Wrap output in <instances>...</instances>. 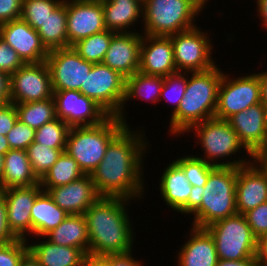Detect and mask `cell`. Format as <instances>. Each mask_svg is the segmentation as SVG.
<instances>
[{
  "label": "cell",
  "instance_id": "obj_1",
  "mask_svg": "<svg viewBox=\"0 0 267 266\" xmlns=\"http://www.w3.org/2000/svg\"><path fill=\"white\" fill-rule=\"evenodd\" d=\"M127 125L108 145L98 167L91 173L96 191L101 197L144 198L142 167L150 143L142 129ZM144 132V134H143ZM144 180V181H143Z\"/></svg>",
  "mask_w": 267,
  "mask_h": 266
},
{
  "label": "cell",
  "instance_id": "obj_2",
  "mask_svg": "<svg viewBox=\"0 0 267 266\" xmlns=\"http://www.w3.org/2000/svg\"><path fill=\"white\" fill-rule=\"evenodd\" d=\"M130 202V199L122 197H100L84 213L89 233V255L134 252L135 231L127 209Z\"/></svg>",
  "mask_w": 267,
  "mask_h": 266
},
{
  "label": "cell",
  "instance_id": "obj_3",
  "mask_svg": "<svg viewBox=\"0 0 267 266\" xmlns=\"http://www.w3.org/2000/svg\"><path fill=\"white\" fill-rule=\"evenodd\" d=\"M217 66L206 71L187 73L185 94L178 109L170 115L168 130L171 136H182L191 126L214 118L224 73Z\"/></svg>",
  "mask_w": 267,
  "mask_h": 266
},
{
  "label": "cell",
  "instance_id": "obj_4",
  "mask_svg": "<svg viewBox=\"0 0 267 266\" xmlns=\"http://www.w3.org/2000/svg\"><path fill=\"white\" fill-rule=\"evenodd\" d=\"M126 126L118 117L108 116L97 125L71 127L65 152L77 161L84 174H91L102 161L109 143Z\"/></svg>",
  "mask_w": 267,
  "mask_h": 266
},
{
  "label": "cell",
  "instance_id": "obj_5",
  "mask_svg": "<svg viewBox=\"0 0 267 266\" xmlns=\"http://www.w3.org/2000/svg\"><path fill=\"white\" fill-rule=\"evenodd\" d=\"M188 132L196 134L194 136H196V139L198 138V141L195 144H199L200 149L204 150L203 156L196 157L215 167H240L252 162V154L240 142L236 132L227 120L214 117L191 126L184 134L186 135ZM241 149L246 152L247 156L232 160V154L236 155L237 152L239 154L240 151H243ZM248 155L249 158H246ZM225 157H231V160L229 161ZM222 159H225V161L221 162ZM226 160L228 161L226 162Z\"/></svg>",
  "mask_w": 267,
  "mask_h": 266
},
{
  "label": "cell",
  "instance_id": "obj_6",
  "mask_svg": "<svg viewBox=\"0 0 267 266\" xmlns=\"http://www.w3.org/2000/svg\"><path fill=\"white\" fill-rule=\"evenodd\" d=\"M238 167H213L210 171L201 205L192 213V226L206 228L237 213L236 182Z\"/></svg>",
  "mask_w": 267,
  "mask_h": 266
},
{
  "label": "cell",
  "instance_id": "obj_7",
  "mask_svg": "<svg viewBox=\"0 0 267 266\" xmlns=\"http://www.w3.org/2000/svg\"><path fill=\"white\" fill-rule=\"evenodd\" d=\"M207 0H143L142 34L170 36L197 24Z\"/></svg>",
  "mask_w": 267,
  "mask_h": 266
},
{
  "label": "cell",
  "instance_id": "obj_8",
  "mask_svg": "<svg viewBox=\"0 0 267 266\" xmlns=\"http://www.w3.org/2000/svg\"><path fill=\"white\" fill-rule=\"evenodd\" d=\"M213 237L219 259H257L258 239L241 213L216 221L205 228Z\"/></svg>",
  "mask_w": 267,
  "mask_h": 266
},
{
  "label": "cell",
  "instance_id": "obj_9",
  "mask_svg": "<svg viewBox=\"0 0 267 266\" xmlns=\"http://www.w3.org/2000/svg\"><path fill=\"white\" fill-rule=\"evenodd\" d=\"M195 26L170 35L177 72H200L216 66L212 59L213 44L208 31Z\"/></svg>",
  "mask_w": 267,
  "mask_h": 266
},
{
  "label": "cell",
  "instance_id": "obj_10",
  "mask_svg": "<svg viewBox=\"0 0 267 266\" xmlns=\"http://www.w3.org/2000/svg\"><path fill=\"white\" fill-rule=\"evenodd\" d=\"M126 78L103 63L93 64L79 90L109 116H118L125 98Z\"/></svg>",
  "mask_w": 267,
  "mask_h": 266
},
{
  "label": "cell",
  "instance_id": "obj_11",
  "mask_svg": "<svg viewBox=\"0 0 267 266\" xmlns=\"http://www.w3.org/2000/svg\"><path fill=\"white\" fill-rule=\"evenodd\" d=\"M261 103L260 80L257 73L232 77L223 73L218 90L217 108L214 117L227 120L233 114Z\"/></svg>",
  "mask_w": 267,
  "mask_h": 266
},
{
  "label": "cell",
  "instance_id": "obj_12",
  "mask_svg": "<svg viewBox=\"0 0 267 266\" xmlns=\"http://www.w3.org/2000/svg\"><path fill=\"white\" fill-rule=\"evenodd\" d=\"M52 97L51 76L45 61L25 63L10 76V103H30Z\"/></svg>",
  "mask_w": 267,
  "mask_h": 266
},
{
  "label": "cell",
  "instance_id": "obj_13",
  "mask_svg": "<svg viewBox=\"0 0 267 266\" xmlns=\"http://www.w3.org/2000/svg\"><path fill=\"white\" fill-rule=\"evenodd\" d=\"M53 90L79 91L94 63L84 60L72 46L49 51L45 60Z\"/></svg>",
  "mask_w": 267,
  "mask_h": 266
},
{
  "label": "cell",
  "instance_id": "obj_14",
  "mask_svg": "<svg viewBox=\"0 0 267 266\" xmlns=\"http://www.w3.org/2000/svg\"><path fill=\"white\" fill-rule=\"evenodd\" d=\"M56 117L70 127L92 126L103 122L109 115L92 99L80 91L53 90Z\"/></svg>",
  "mask_w": 267,
  "mask_h": 266
},
{
  "label": "cell",
  "instance_id": "obj_15",
  "mask_svg": "<svg viewBox=\"0 0 267 266\" xmlns=\"http://www.w3.org/2000/svg\"><path fill=\"white\" fill-rule=\"evenodd\" d=\"M5 199L7 225L11 233L18 239L30 240L31 209L36 197L43 191L41 184L29 187H11L0 190Z\"/></svg>",
  "mask_w": 267,
  "mask_h": 266
},
{
  "label": "cell",
  "instance_id": "obj_16",
  "mask_svg": "<svg viewBox=\"0 0 267 266\" xmlns=\"http://www.w3.org/2000/svg\"><path fill=\"white\" fill-rule=\"evenodd\" d=\"M104 30L102 0L67 1L68 47Z\"/></svg>",
  "mask_w": 267,
  "mask_h": 266
},
{
  "label": "cell",
  "instance_id": "obj_17",
  "mask_svg": "<svg viewBox=\"0 0 267 266\" xmlns=\"http://www.w3.org/2000/svg\"><path fill=\"white\" fill-rule=\"evenodd\" d=\"M0 38L12 47L25 63L46 60L49 51L42 44L37 30L21 18L0 24Z\"/></svg>",
  "mask_w": 267,
  "mask_h": 266
},
{
  "label": "cell",
  "instance_id": "obj_18",
  "mask_svg": "<svg viewBox=\"0 0 267 266\" xmlns=\"http://www.w3.org/2000/svg\"><path fill=\"white\" fill-rule=\"evenodd\" d=\"M240 142L251 153L267 147L266 106L262 103L233 114L227 119Z\"/></svg>",
  "mask_w": 267,
  "mask_h": 266
},
{
  "label": "cell",
  "instance_id": "obj_19",
  "mask_svg": "<svg viewBox=\"0 0 267 266\" xmlns=\"http://www.w3.org/2000/svg\"><path fill=\"white\" fill-rule=\"evenodd\" d=\"M141 43L142 33H115L102 63L128 78L139 70Z\"/></svg>",
  "mask_w": 267,
  "mask_h": 266
},
{
  "label": "cell",
  "instance_id": "obj_20",
  "mask_svg": "<svg viewBox=\"0 0 267 266\" xmlns=\"http://www.w3.org/2000/svg\"><path fill=\"white\" fill-rule=\"evenodd\" d=\"M138 71L162 77L177 72L173 44L169 36L142 34Z\"/></svg>",
  "mask_w": 267,
  "mask_h": 266
},
{
  "label": "cell",
  "instance_id": "obj_21",
  "mask_svg": "<svg viewBox=\"0 0 267 266\" xmlns=\"http://www.w3.org/2000/svg\"><path fill=\"white\" fill-rule=\"evenodd\" d=\"M42 189L69 215L84 214L101 197L95 189L91 174H85L69 184Z\"/></svg>",
  "mask_w": 267,
  "mask_h": 266
},
{
  "label": "cell",
  "instance_id": "obj_22",
  "mask_svg": "<svg viewBox=\"0 0 267 266\" xmlns=\"http://www.w3.org/2000/svg\"><path fill=\"white\" fill-rule=\"evenodd\" d=\"M267 202V178L253 163L238 167L236 182L237 213L244 214Z\"/></svg>",
  "mask_w": 267,
  "mask_h": 266
},
{
  "label": "cell",
  "instance_id": "obj_23",
  "mask_svg": "<svg viewBox=\"0 0 267 266\" xmlns=\"http://www.w3.org/2000/svg\"><path fill=\"white\" fill-rule=\"evenodd\" d=\"M190 230L187 242L177 253V265L216 266L219 258L212 235L205 228L192 226Z\"/></svg>",
  "mask_w": 267,
  "mask_h": 266
},
{
  "label": "cell",
  "instance_id": "obj_24",
  "mask_svg": "<svg viewBox=\"0 0 267 266\" xmlns=\"http://www.w3.org/2000/svg\"><path fill=\"white\" fill-rule=\"evenodd\" d=\"M160 196L173 211L187 214V201L192 186L186 179L183 170L173 161L165 167L160 181H158Z\"/></svg>",
  "mask_w": 267,
  "mask_h": 266
},
{
  "label": "cell",
  "instance_id": "obj_25",
  "mask_svg": "<svg viewBox=\"0 0 267 266\" xmlns=\"http://www.w3.org/2000/svg\"><path fill=\"white\" fill-rule=\"evenodd\" d=\"M102 6L105 26L110 31L136 32L131 27L143 20V0H102Z\"/></svg>",
  "mask_w": 267,
  "mask_h": 266
},
{
  "label": "cell",
  "instance_id": "obj_26",
  "mask_svg": "<svg viewBox=\"0 0 267 266\" xmlns=\"http://www.w3.org/2000/svg\"><path fill=\"white\" fill-rule=\"evenodd\" d=\"M43 238L42 242L28 244V251L41 266H87V255L81 249L56 245Z\"/></svg>",
  "mask_w": 267,
  "mask_h": 266
},
{
  "label": "cell",
  "instance_id": "obj_27",
  "mask_svg": "<svg viewBox=\"0 0 267 266\" xmlns=\"http://www.w3.org/2000/svg\"><path fill=\"white\" fill-rule=\"evenodd\" d=\"M69 214L57 206L47 191H42L31 209V234L45 237L58 227Z\"/></svg>",
  "mask_w": 267,
  "mask_h": 266
},
{
  "label": "cell",
  "instance_id": "obj_28",
  "mask_svg": "<svg viewBox=\"0 0 267 266\" xmlns=\"http://www.w3.org/2000/svg\"><path fill=\"white\" fill-rule=\"evenodd\" d=\"M40 184L34 174L26 150L10 149L4 155L2 190Z\"/></svg>",
  "mask_w": 267,
  "mask_h": 266
},
{
  "label": "cell",
  "instance_id": "obj_29",
  "mask_svg": "<svg viewBox=\"0 0 267 266\" xmlns=\"http://www.w3.org/2000/svg\"><path fill=\"white\" fill-rule=\"evenodd\" d=\"M45 237L56 245L79 248L89 256V233L84 214L68 215Z\"/></svg>",
  "mask_w": 267,
  "mask_h": 266
},
{
  "label": "cell",
  "instance_id": "obj_30",
  "mask_svg": "<svg viewBox=\"0 0 267 266\" xmlns=\"http://www.w3.org/2000/svg\"><path fill=\"white\" fill-rule=\"evenodd\" d=\"M163 84L164 77L147 75L139 71L126 78L125 98L121 107V111L117 117L125 125H129L125 118L127 115H125L126 113L124 112L126 111V102L130 101L131 99H142L148 103L151 102V104L153 103L156 105L157 102H159Z\"/></svg>",
  "mask_w": 267,
  "mask_h": 266
},
{
  "label": "cell",
  "instance_id": "obj_31",
  "mask_svg": "<svg viewBox=\"0 0 267 266\" xmlns=\"http://www.w3.org/2000/svg\"><path fill=\"white\" fill-rule=\"evenodd\" d=\"M48 51L68 47L67 1H63L37 30Z\"/></svg>",
  "mask_w": 267,
  "mask_h": 266
},
{
  "label": "cell",
  "instance_id": "obj_32",
  "mask_svg": "<svg viewBox=\"0 0 267 266\" xmlns=\"http://www.w3.org/2000/svg\"><path fill=\"white\" fill-rule=\"evenodd\" d=\"M84 175L77 161L66 152H62L54 165L40 180L41 188H53L69 184Z\"/></svg>",
  "mask_w": 267,
  "mask_h": 266
},
{
  "label": "cell",
  "instance_id": "obj_33",
  "mask_svg": "<svg viewBox=\"0 0 267 266\" xmlns=\"http://www.w3.org/2000/svg\"><path fill=\"white\" fill-rule=\"evenodd\" d=\"M15 108L18 119L35 130L57 118L53 97L43 101L15 104Z\"/></svg>",
  "mask_w": 267,
  "mask_h": 266
},
{
  "label": "cell",
  "instance_id": "obj_34",
  "mask_svg": "<svg viewBox=\"0 0 267 266\" xmlns=\"http://www.w3.org/2000/svg\"><path fill=\"white\" fill-rule=\"evenodd\" d=\"M116 32L104 30L77 41L72 48L86 61L102 63L109 48L110 41Z\"/></svg>",
  "mask_w": 267,
  "mask_h": 266
},
{
  "label": "cell",
  "instance_id": "obj_35",
  "mask_svg": "<svg viewBox=\"0 0 267 266\" xmlns=\"http://www.w3.org/2000/svg\"><path fill=\"white\" fill-rule=\"evenodd\" d=\"M26 152L34 174L41 180L65 149H54L34 141L28 146Z\"/></svg>",
  "mask_w": 267,
  "mask_h": 266
},
{
  "label": "cell",
  "instance_id": "obj_36",
  "mask_svg": "<svg viewBox=\"0 0 267 266\" xmlns=\"http://www.w3.org/2000/svg\"><path fill=\"white\" fill-rule=\"evenodd\" d=\"M70 126L56 118L35 130V142L54 149H65Z\"/></svg>",
  "mask_w": 267,
  "mask_h": 266
},
{
  "label": "cell",
  "instance_id": "obj_37",
  "mask_svg": "<svg viewBox=\"0 0 267 266\" xmlns=\"http://www.w3.org/2000/svg\"><path fill=\"white\" fill-rule=\"evenodd\" d=\"M63 0H22L21 19L38 30Z\"/></svg>",
  "mask_w": 267,
  "mask_h": 266
},
{
  "label": "cell",
  "instance_id": "obj_38",
  "mask_svg": "<svg viewBox=\"0 0 267 266\" xmlns=\"http://www.w3.org/2000/svg\"><path fill=\"white\" fill-rule=\"evenodd\" d=\"M184 172L191 186L204 187L213 165L192 155H185L173 160Z\"/></svg>",
  "mask_w": 267,
  "mask_h": 266
},
{
  "label": "cell",
  "instance_id": "obj_39",
  "mask_svg": "<svg viewBox=\"0 0 267 266\" xmlns=\"http://www.w3.org/2000/svg\"><path fill=\"white\" fill-rule=\"evenodd\" d=\"M187 86V72H175L164 77V84L161 89L160 101L172 103L174 113L182 100Z\"/></svg>",
  "mask_w": 267,
  "mask_h": 266
},
{
  "label": "cell",
  "instance_id": "obj_40",
  "mask_svg": "<svg viewBox=\"0 0 267 266\" xmlns=\"http://www.w3.org/2000/svg\"><path fill=\"white\" fill-rule=\"evenodd\" d=\"M28 241L16 239L0 244V266H18L23 256L28 252Z\"/></svg>",
  "mask_w": 267,
  "mask_h": 266
},
{
  "label": "cell",
  "instance_id": "obj_41",
  "mask_svg": "<svg viewBox=\"0 0 267 266\" xmlns=\"http://www.w3.org/2000/svg\"><path fill=\"white\" fill-rule=\"evenodd\" d=\"M6 136L10 149L26 150L35 140V129L17 119Z\"/></svg>",
  "mask_w": 267,
  "mask_h": 266
},
{
  "label": "cell",
  "instance_id": "obj_42",
  "mask_svg": "<svg viewBox=\"0 0 267 266\" xmlns=\"http://www.w3.org/2000/svg\"><path fill=\"white\" fill-rule=\"evenodd\" d=\"M87 266H142V262L129 252L115 255H89Z\"/></svg>",
  "mask_w": 267,
  "mask_h": 266
},
{
  "label": "cell",
  "instance_id": "obj_43",
  "mask_svg": "<svg viewBox=\"0 0 267 266\" xmlns=\"http://www.w3.org/2000/svg\"><path fill=\"white\" fill-rule=\"evenodd\" d=\"M243 215L257 239L267 234V202L260 204Z\"/></svg>",
  "mask_w": 267,
  "mask_h": 266
},
{
  "label": "cell",
  "instance_id": "obj_44",
  "mask_svg": "<svg viewBox=\"0 0 267 266\" xmlns=\"http://www.w3.org/2000/svg\"><path fill=\"white\" fill-rule=\"evenodd\" d=\"M24 64L17 52L0 38V71L11 76Z\"/></svg>",
  "mask_w": 267,
  "mask_h": 266
},
{
  "label": "cell",
  "instance_id": "obj_45",
  "mask_svg": "<svg viewBox=\"0 0 267 266\" xmlns=\"http://www.w3.org/2000/svg\"><path fill=\"white\" fill-rule=\"evenodd\" d=\"M22 0H0V24L21 18Z\"/></svg>",
  "mask_w": 267,
  "mask_h": 266
},
{
  "label": "cell",
  "instance_id": "obj_46",
  "mask_svg": "<svg viewBox=\"0 0 267 266\" xmlns=\"http://www.w3.org/2000/svg\"><path fill=\"white\" fill-rule=\"evenodd\" d=\"M18 119L14 103H6L0 106V134L7 135Z\"/></svg>",
  "mask_w": 267,
  "mask_h": 266
},
{
  "label": "cell",
  "instance_id": "obj_47",
  "mask_svg": "<svg viewBox=\"0 0 267 266\" xmlns=\"http://www.w3.org/2000/svg\"><path fill=\"white\" fill-rule=\"evenodd\" d=\"M7 225L6 204L3 193L0 191V244L16 240Z\"/></svg>",
  "mask_w": 267,
  "mask_h": 266
},
{
  "label": "cell",
  "instance_id": "obj_48",
  "mask_svg": "<svg viewBox=\"0 0 267 266\" xmlns=\"http://www.w3.org/2000/svg\"><path fill=\"white\" fill-rule=\"evenodd\" d=\"M204 187L192 186V191L187 201V215L192 214L202 203Z\"/></svg>",
  "mask_w": 267,
  "mask_h": 266
},
{
  "label": "cell",
  "instance_id": "obj_49",
  "mask_svg": "<svg viewBox=\"0 0 267 266\" xmlns=\"http://www.w3.org/2000/svg\"><path fill=\"white\" fill-rule=\"evenodd\" d=\"M0 102L10 103V75L0 71Z\"/></svg>",
  "mask_w": 267,
  "mask_h": 266
},
{
  "label": "cell",
  "instance_id": "obj_50",
  "mask_svg": "<svg viewBox=\"0 0 267 266\" xmlns=\"http://www.w3.org/2000/svg\"><path fill=\"white\" fill-rule=\"evenodd\" d=\"M252 161L267 178V147L253 153Z\"/></svg>",
  "mask_w": 267,
  "mask_h": 266
},
{
  "label": "cell",
  "instance_id": "obj_51",
  "mask_svg": "<svg viewBox=\"0 0 267 266\" xmlns=\"http://www.w3.org/2000/svg\"><path fill=\"white\" fill-rule=\"evenodd\" d=\"M256 258L258 266L267 264V234L258 239Z\"/></svg>",
  "mask_w": 267,
  "mask_h": 266
},
{
  "label": "cell",
  "instance_id": "obj_52",
  "mask_svg": "<svg viewBox=\"0 0 267 266\" xmlns=\"http://www.w3.org/2000/svg\"><path fill=\"white\" fill-rule=\"evenodd\" d=\"M216 266H258L257 259L225 260L219 259Z\"/></svg>",
  "mask_w": 267,
  "mask_h": 266
},
{
  "label": "cell",
  "instance_id": "obj_53",
  "mask_svg": "<svg viewBox=\"0 0 267 266\" xmlns=\"http://www.w3.org/2000/svg\"><path fill=\"white\" fill-rule=\"evenodd\" d=\"M260 80L261 103L267 106V71L257 72Z\"/></svg>",
  "mask_w": 267,
  "mask_h": 266
},
{
  "label": "cell",
  "instance_id": "obj_54",
  "mask_svg": "<svg viewBox=\"0 0 267 266\" xmlns=\"http://www.w3.org/2000/svg\"><path fill=\"white\" fill-rule=\"evenodd\" d=\"M257 4V14L259 20L262 21L264 29H267V0H256Z\"/></svg>",
  "mask_w": 267,
  "mask_h": 266
},
{
  "label": "cell",
  "instance_id": "obj_55",
  "mask_svg": "<svg viewBox=\"0 0 267 266\" xmlns=\"http://www.w3.org/2000/svg\"><path fill=\"white\" fill-rule=\"evenodd\" d=\"M18 266H41L34 256L28 251L21 259Z\"/></svg>",
  "mask_w": 267,
  "mask_h": 266
},
{
  "label": "cell",
  "instance_id": "obj_56",
  "mask_svg": "<svg viewBox=\"0 0 267 266\" xmlns=\"http://www.w3.org/2000/svg\"><path fill=\"white\" fill-rule=\"evenodd\" d=\"M10 150L7 136L0 134V154L5 155Z\"/></svg>",
  "mask_w": 267,
  "mask_h": 266
},
{
  "label": "cell",
  "instance_id": "obj_57",
  "mask_svg": "<svg viewBox=\"0 0 267 266\" xmlns=\"http://www.w3.org/2000/svg\"><path fill=\"white\" fill-rule=\"evenodd\" d=\"M3 171H4V155L0 154V190H2Z\"/></svg>",
  "mask_w": 267,
  "mask_h": 266
},
{
  "label": "cell",
  "instance_id": "obj_58",
  "mask_svg": "<svg viewBox=\"0 0 267 266\" xmlns=\"http://www.w3.org/2000/svg\"><path fill=\"white\" fill-rule=\"evenodd\" d=\"M266 125H267V106H266Z\"/></svg>",
  "mask_w": 267,
  "mask_h": 266
},
{
  "label": "cell",
  "instance_id": "obj_59",
  "mask_svg": "<svg viewBox=\"0 0 267 266\" xmlns=\"http://www.w3.org/2000/svg\"><path fill=\"white\" fill-rule=\"evenodd\" d=\"M63 1H80V0H63Z\"/></svg>",
  "mask_w": 267,
  "mask_h": 266
}]
</instances>
